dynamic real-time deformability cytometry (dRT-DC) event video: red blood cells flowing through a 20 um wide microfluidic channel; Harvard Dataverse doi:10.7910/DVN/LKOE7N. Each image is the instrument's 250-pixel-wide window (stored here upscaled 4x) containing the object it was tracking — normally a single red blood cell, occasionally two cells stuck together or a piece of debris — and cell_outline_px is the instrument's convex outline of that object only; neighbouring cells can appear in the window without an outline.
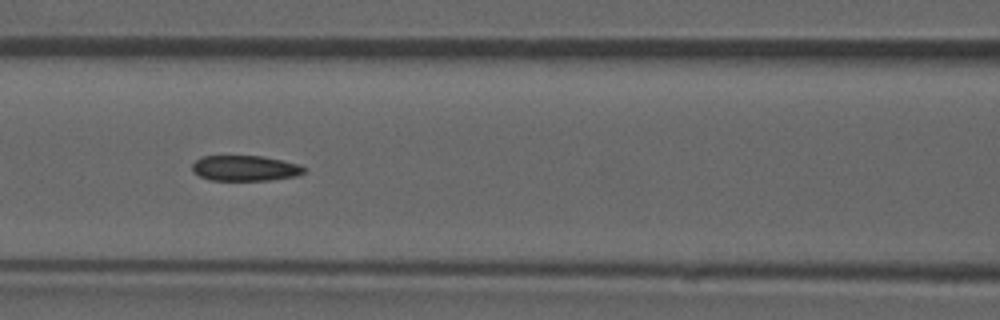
{"species": "common noctule bat (a hibernating species)", "species_latin": "Nyctalus noctula", "temperature_condition": "room temperature", "stored_images_in_passage": 31, "camera_frame_rate_fps": 3000, "um_per_image_px": 0.085, "animal": {"sex": "male", "forearm_length_mm": 52.5}, "frame": {"image": 1, "passage_image": 9, "time_ms": 2.667, "image_size_px": [1000, 320], "cell_outline_px": [[304, 172], [296, 176], [268, 180], [212, 180], [200, 176], [192, 172], [192, 164], [200, 156], [264, 156], [300, 164], [304, 168]], "centroid_in_image_um": [20.81, 14.29], "position_along_channel_um": 145.8, "area_um2": 16.59}, "authors_computed_cell_mechanics": {"area_um2": 17.629, "velocity_mm_per_s": 3.9168, "shape_relaxation_time_tau1_ms": 10.5107, "shape_relaxation_time_tau2_ms": 2.6293, "deformation_change_tau1": 0.1719, "deformation_change_tau2": 0.0959}}